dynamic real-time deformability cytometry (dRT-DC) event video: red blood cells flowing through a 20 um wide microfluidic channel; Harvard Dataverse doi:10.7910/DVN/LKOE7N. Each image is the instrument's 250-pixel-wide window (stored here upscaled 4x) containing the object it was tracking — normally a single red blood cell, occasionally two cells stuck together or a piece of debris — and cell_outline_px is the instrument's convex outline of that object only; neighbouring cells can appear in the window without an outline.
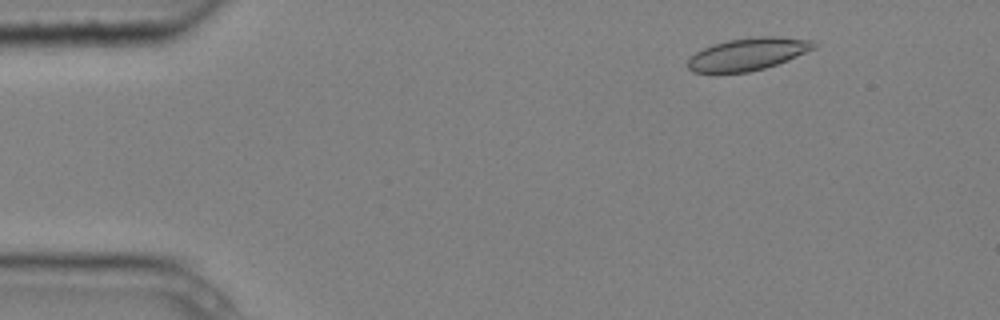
{"species": "common noctule bat (a hibernating species)", "species_latin": "Nyctalus noctula", "temperature_condition": "cold", "stored_images_in_passage": 3, "camera_frame_rate_fps": 3000, "um_per_image_px": 0.085, "animal": {"sex": "male", "body_mass_g": 20.4}, "frame": {"image": 1, "passage_image": 1, "time_ms": 0.0, "image_size_px": [1000, 320], "cell_outline_px": [[820, 44], [816, 48], [788, 60], [764, 68], [748, 72], [692, 72], [688, 68], [688, 60], [696, 52], [712, 44], [728, 40], [756, 36], [780, 36], [812, 40]], "centroid_in_image_um": [63.63, 4.58], "position_along_channel_um": 21.4, "area_um2": 23.81}}